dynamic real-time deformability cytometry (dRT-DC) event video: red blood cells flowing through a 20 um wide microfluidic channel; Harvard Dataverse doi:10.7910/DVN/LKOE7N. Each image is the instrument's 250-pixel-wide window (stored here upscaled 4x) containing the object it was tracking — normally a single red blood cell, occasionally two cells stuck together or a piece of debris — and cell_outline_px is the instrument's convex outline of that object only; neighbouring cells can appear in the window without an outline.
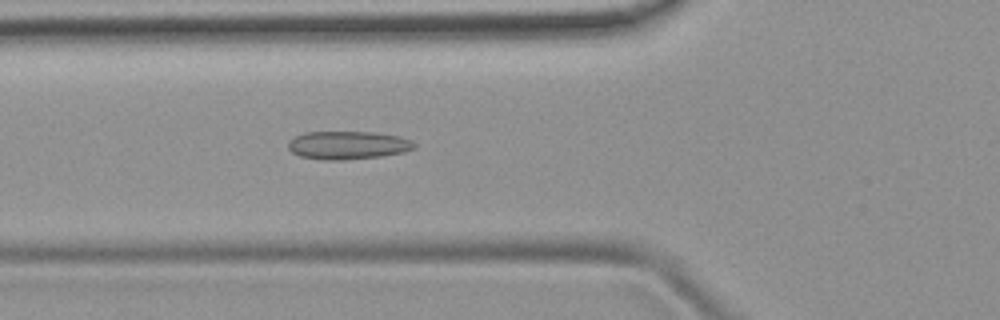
{"species": "common noctule bat (a hibernating species)", "species_latin": "Nyctalus noctula", "temperature_condition": "room temperature", "stored_images_in_passage": 41, "camera_frame_rate_fps": 3000, "um_per_image_px": 0.085, "animal": {"sex": "female", "body_mass_g": 19.9}, "frame": {"image": 1, "passage_image": 9, "time_ms": 2.667, "image_size_px": [1000, 320], "cell_outline_px": [[416, 148], [404, 152], [380, 156], [344, 160], [324, 160], [300, 156], [292, 152], [288, 148], [288, 140], [304, 132], [372, 132], [400, 136], [412, 140], [416, 144]], "centroid_in_image_um": [29.58, 12.34], "position_along_channel_um": 96.2, "area_um2": 20.81}}
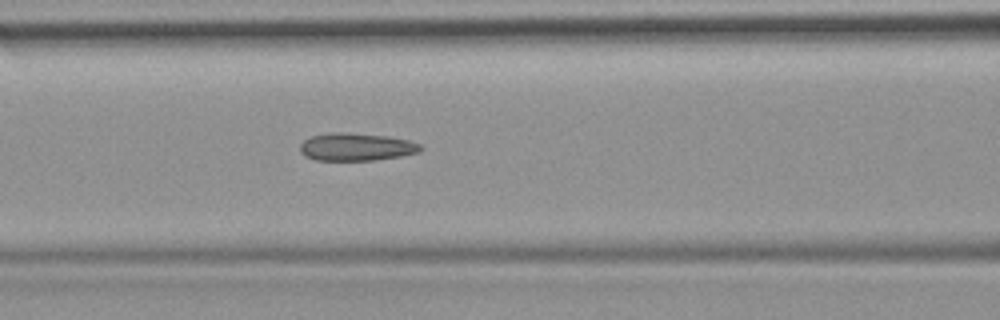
{"frame": {"image": 2, "passage_image": 12, "time_ms": 3.667, "image_size_px": [1000, 320], "cell_outline_px": [[424, 148], [420, 152], [400, 156], [372, 160], [316, 160], [304, 156], [300, 152], [300, 144], [304, 140], [312, 136], [332, 132], [340, 132], [384, 136], [408, 140], [420, 144]], "centroid_in_image_um": [30.27, 12.49], "position_along_channel_um": 136.3, "area_um2": 19.31}}
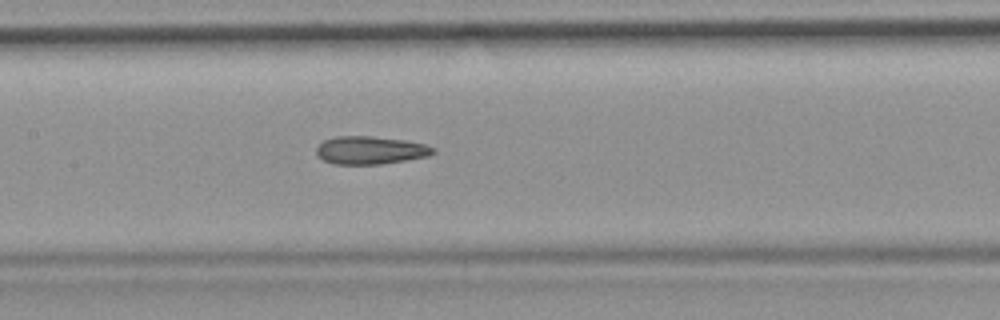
{"frame": {"image": 3, "passage_image": 15, "time_ms": 4.667, "image_size_px": [1000, 320], "cell_outline_px": [[436, 152], [428, 156], [380, 164], [332, 164], [324, 160], [316, 152], [316, 148], [324, 140], [336, 136], [372, 136], [404, 140], [424, 144], [436, 148]], "centroid_in_image_um": [31.49, 12.76], "position_along_channel_um": 175.9, "area_um2": 18.9}, "authors_computed_cell_mechanics": {"area_um2": 19.0162, "velocity_mm_per_s": 3.9694, "shape_relaxation_time_tau1_ms": null, "shape_relaxation_time_tau2_ms": 2.5329, "deformation_change_tau1": null, "deformation_change_tau2": 0.1123}}